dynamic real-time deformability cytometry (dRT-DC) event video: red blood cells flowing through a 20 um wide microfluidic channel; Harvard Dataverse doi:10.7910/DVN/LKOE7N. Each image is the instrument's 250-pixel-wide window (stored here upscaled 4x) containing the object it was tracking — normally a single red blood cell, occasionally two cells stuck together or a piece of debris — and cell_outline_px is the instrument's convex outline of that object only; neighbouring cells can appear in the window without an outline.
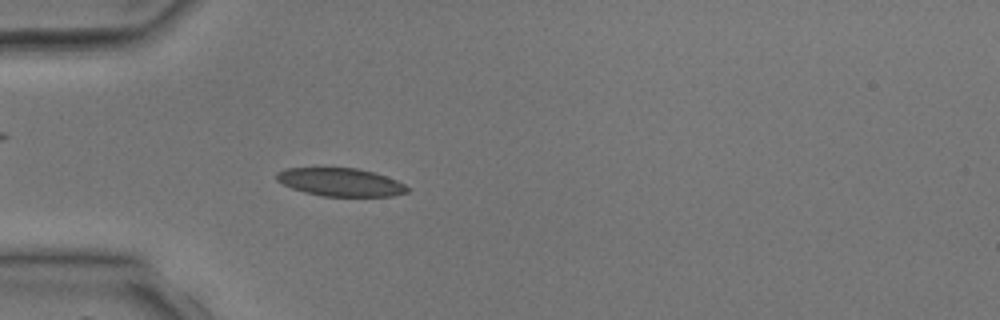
{"species": "common noctule bat (a hibernating species)", "species_latin": "Nyctalus noctula", "temperature_condition": "room temperature", "stored_images_in_passage": 4, "camera_frame_rate_fps": 3000, "um_per_image_px": 0.085, "animal": {"sex": "male", "body_mass_g": 17.9, "forearm_length_mm": 54.2}, "frame": {"image": 1, "passage_image": 4, "time_ms": 3.333, "image_size_px": [1000, 320], "cell_outline_px": [[408, 192], [392, 196], [324, 196], [304, 192], [292, 188], [276, 180], [276, 172], [284, 168], [356, 168], [372, 172], [396, 180], [404, 184], [408, 188]], "centroid_in_image_um": [28.91, 15.48], "position_along_channel_um": 56.1, "area_um2": 21.21}}